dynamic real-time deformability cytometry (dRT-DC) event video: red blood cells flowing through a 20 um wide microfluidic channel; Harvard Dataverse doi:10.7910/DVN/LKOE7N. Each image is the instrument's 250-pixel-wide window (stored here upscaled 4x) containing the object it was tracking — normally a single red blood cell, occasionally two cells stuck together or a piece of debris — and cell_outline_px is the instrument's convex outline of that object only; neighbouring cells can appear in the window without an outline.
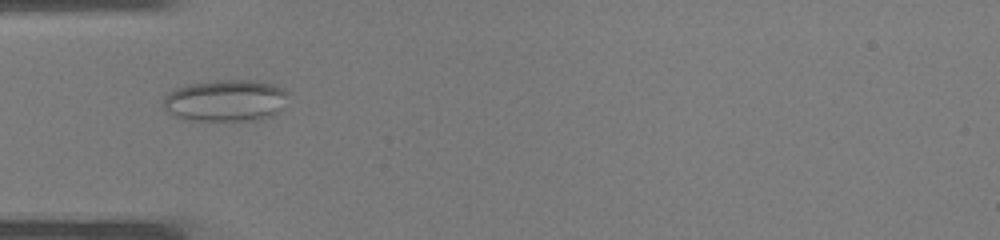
{"species": "common noctule bat (a hibernating species)", "species_latin": "Nyctalus noctula", "temperature_condition": "warm", "stored_images_in_passage": 37, "camera_frame_rate_fps": 3000, "um_per_image_px": 0.085, "animal": {"sex": "male", "body_mass_g": 19.0, "forearm_length_mm": 50.8}, "frame": {"image": 1, "passage_image": 12, "time_ms": 3.667, "image_size_px": [1000, 240], "cell_outline_px": [[288, 92], [284, 108], [272, 116], [252, 120], [196, 120], [176, 116], [168, 112], [160, 104], [164, 96], [168, 92], [176, 88], [188, 84], [216, 80], [256, 80], [276, 84], [284, 88]], "centroid_in_image_um": [19.2, 8.52], "position_along_channel_um": 65.8, "area_um2": 30.69}}
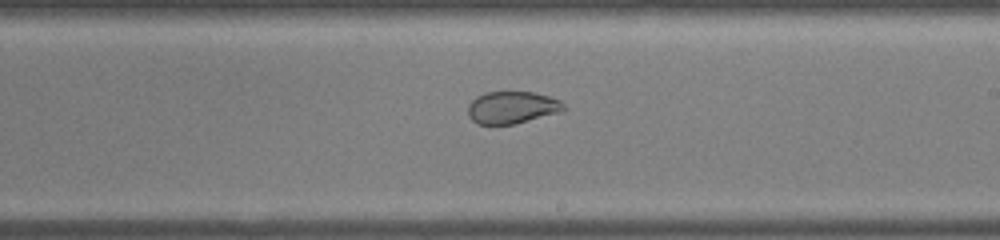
{"frame": {"image": 2, "passage_image": 22, "time_ms": 7.0, "image_size_px": [1000, 240], "cell_outline_px": [[568, 108], [564, 112], [512, 124], [476, 124], [468, 116], [468, 104], [476, 96], [484, 92], [532, 92], [548, 96], [560, 100]], "centroid_in_image_um": [43.54, 9.13], "position_along_channel_um": 245.5, "area_um2": 18.21}}
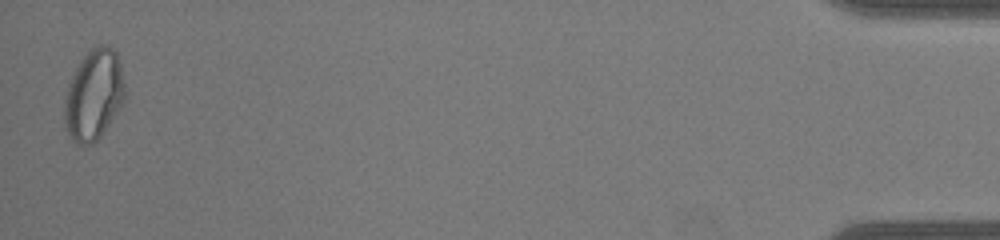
{"frame": {"image": 3, "passage_image": 37, "time_ms": 12.0, "image_size_px": [1000, 240], "cell_outline_px": [[124, 100], [100, 136], [92, 144], [76, 144], [68, 136], [64, 128], [64, 100], [68, 84], [80, 60], [92, 48], [100, 44], [104, 44], [112, 48], [116, 52], [120, 64], [124, 84]], "centroid_in_image_um": [7.93, 8.07], "position_along_channel_um": 427.3, "area_um2": 31.67}}